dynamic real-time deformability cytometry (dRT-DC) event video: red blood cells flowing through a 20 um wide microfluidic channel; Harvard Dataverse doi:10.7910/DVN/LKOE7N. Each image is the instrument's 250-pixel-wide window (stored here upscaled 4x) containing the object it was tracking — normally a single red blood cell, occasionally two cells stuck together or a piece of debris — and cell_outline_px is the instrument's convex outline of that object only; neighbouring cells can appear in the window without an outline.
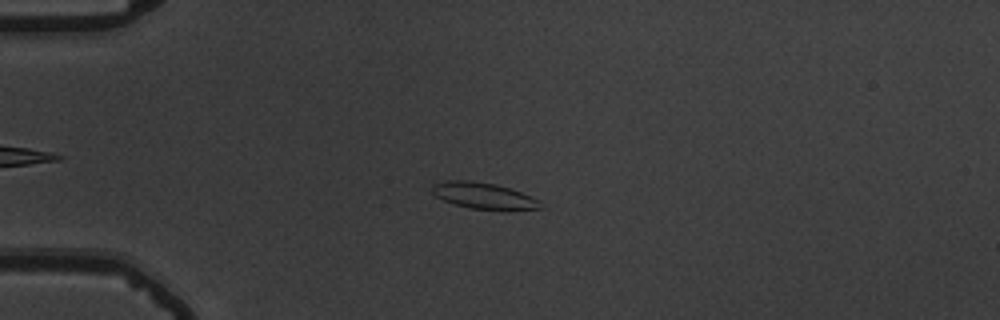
{"species": "common noctule bat (a hibernating species)", "species_latin": "Nyctalus noctula", "temperature_condition": "warm", "stored_images_in_passage": 55, "camera_frame_rate_fps": 3000, "um_per_image_px": 0.085, "animal": {"sex": "male", "body_mass_g": 19.5, "forearm_length_mm": 54.6}, "frame": {"image": 1, "passage_image": 14, "time_ms": 4.333, "image_size_px": [1000, 320], "cell_outline_px": [[544, 208], [468, 208], [444, 200], [436, 196], [432, 192], [432, 184], [444, 180], [472, 180], [496, 184], [520, 192], [540, 200]], "centroid_in_image_um": [41.04, 16.59], "position_along_channel_um": 44.0, "area_um2": 16.07}}
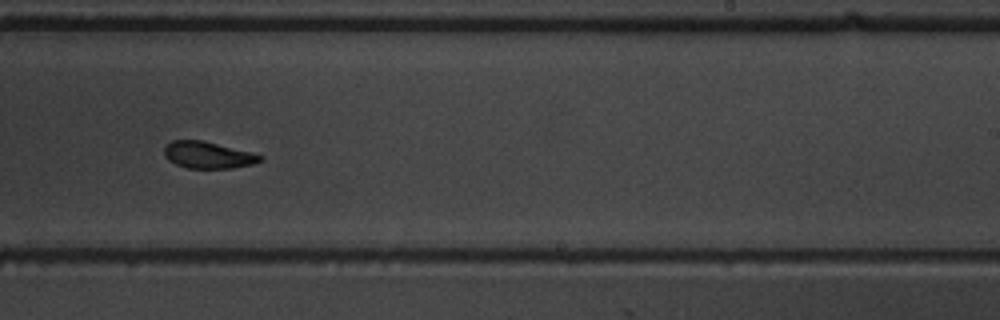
{"frame": {"image": 2, "passage_image": 35, "time_ms": 11.333, "image_size_px": [1000, 320], "cell_outline_px": [[264, 160], [252, 164], [232, 168], [188, 168], [176, 164], [168, 160], [164, 156], [164, 148], [172, 140], [200, 140], [264, 156]], "centroid_in_image_um": [17.65, 13.19], "position_along_channel_um": 271.3, "area_um2": 14.68}}
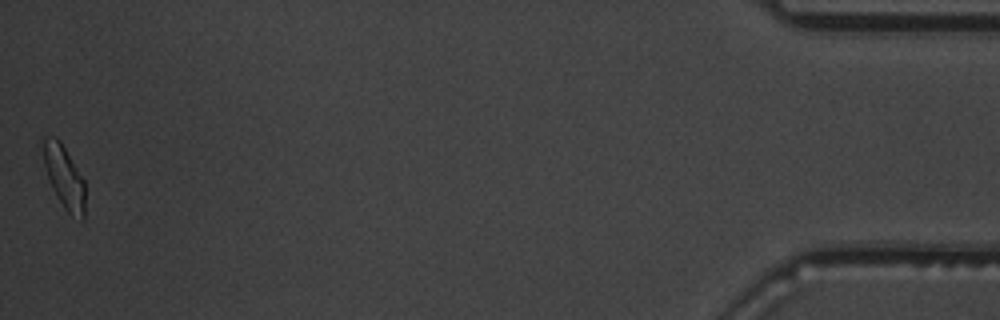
{"frame": {"image": 3, "passage_image": 55, "time_ms": 18.0, "image_size_px": [1000, 320], "cell_outline_px": [[84, 220], [80, 220], [68, 212], [64, 208], [56, 196], [52, 188], [44, 164], [40, 140], [40, 136], [56, 136], [60, 140], [84, 180]], "centroid_in_image_um": [5.41, 14.97], "position_along_channel_um": 429.8, "area_um2": 15.49}, "authors_computed_cell_mechanics": {"area_um2": 16.1262, "velocity_mm_per_s": 3.6718, "shape_relaxation_time_tau1_ms": 5.3075, "shape_relaxation_time_tau2_ms": 3.4965, "deformation_change_tau1": 0.1299, "deformation_change_tau2": 0.0858}}